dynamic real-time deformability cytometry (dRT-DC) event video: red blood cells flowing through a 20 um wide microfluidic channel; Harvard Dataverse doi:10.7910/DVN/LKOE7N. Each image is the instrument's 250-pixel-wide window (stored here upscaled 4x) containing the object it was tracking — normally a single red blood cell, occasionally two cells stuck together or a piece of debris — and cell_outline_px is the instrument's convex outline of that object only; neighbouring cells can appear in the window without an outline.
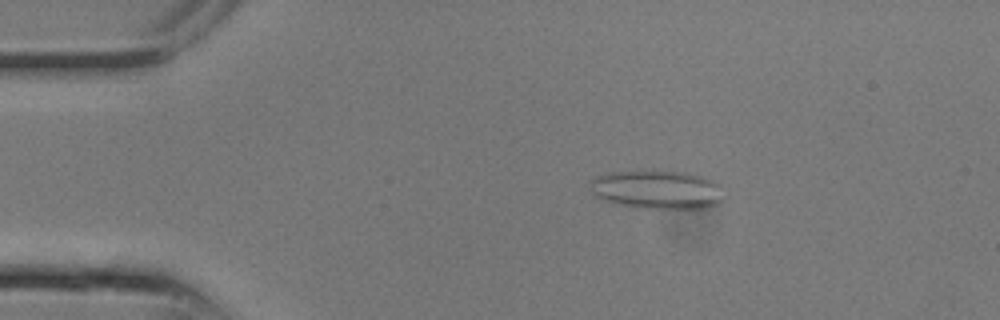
{"species": "common noctule bat (a hibernating species)", "species_latin": "Nyctalus noctula", "temperature_condition": "room temperature", "stored_images_in_passage": 11, "camera_frame_rate_fps": 3000, "um_per_image_px": 0.085, "animal": {"sex": "male", "body_mass_g": 13.3}, "frame": {"image": 1, "passage_image": 4, "time_ms": 1.0, "image_size_px": [1000, 320], "cell_outline_px": [[720, 200], [716, 204], [700, 208], [636, 208], [616, 204], [604, 200], [596, 196], [592, 192], [588, 180], [596, 176], [608, 172], [692, 172], [712, 180], [720, 184]], "centroid_in_image_um": [55.79, 16.12], "position_along_channel_um": 29.2, "area_um2": 29.82}}
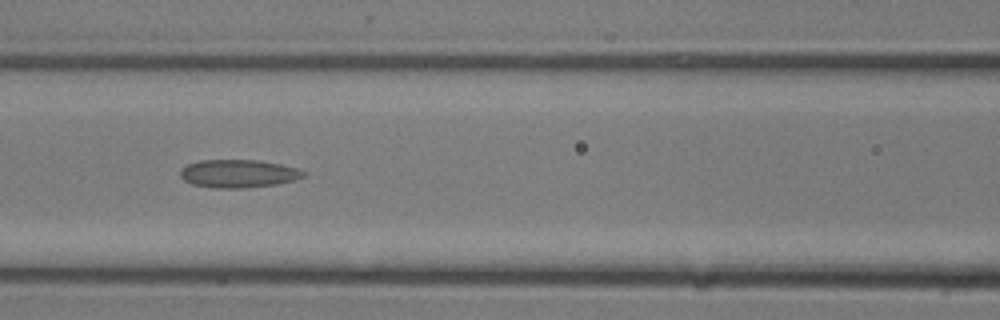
{"frame": {"image": 2, "passage_image": 10, "time_ms": 3.0, "image_size_px": [1000, 320], "cell_outline_px": [[304, 176], [292, 180], [276, 184], [244, 188], [212, 188], [192, 184], [184, 180], [180, 176], [180, 168], [188, 164], [200, 160], [260, 160], [280, 164], [296, 168], [304, 172]], "centroid_in_image_um": [20.2, 14.75], "position_along_channel_um": 146.4, "area_um2": 20.06}}